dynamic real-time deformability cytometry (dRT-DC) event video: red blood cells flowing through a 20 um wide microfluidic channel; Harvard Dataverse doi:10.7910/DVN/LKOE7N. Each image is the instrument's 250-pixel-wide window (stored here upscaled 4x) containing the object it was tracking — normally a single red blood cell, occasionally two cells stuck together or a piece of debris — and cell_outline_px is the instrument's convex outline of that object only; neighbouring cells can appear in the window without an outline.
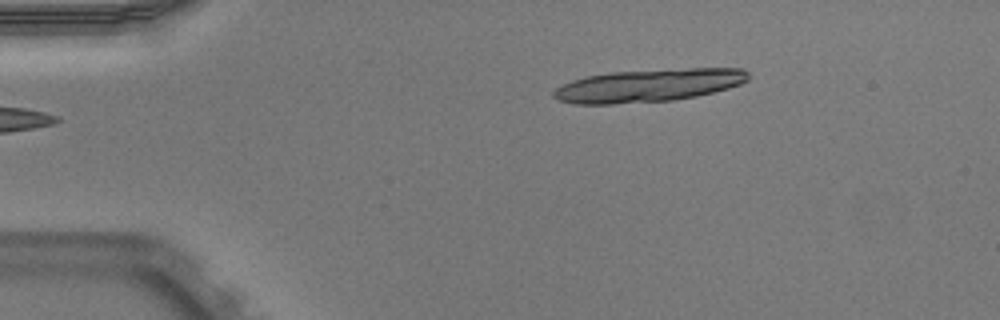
{"species": "Egyptian fruit bat (a non-hibernating species)", "species_latin": "Rousettus aegyptiacus", "temperature_condition": "warm", "stored_images_in_passage": 10, "camera_frame_rate_fps": 3000, "um_per_image_px": 0.085, "animal": {"sex": "male"}, "frame": {"image": 1, "passage_image": 1, "time_ms": 0.0, "image_size_px": [1000, 320], "cell_outline_px": [[748, 80], [740, 84], [728, 88], [696, 96], [672, 100], [612, 104], [576, 104], [560, 100], [552, 96], [552, 92], [556, 88], [572, 80], [584, 76], [612, 72], [688, 68], [744, 68], [748, 72]], "centroid_in_image_um": [55.12, 7.26], "position_along_channel_um": 29.9, "area_um2": 37.17}}